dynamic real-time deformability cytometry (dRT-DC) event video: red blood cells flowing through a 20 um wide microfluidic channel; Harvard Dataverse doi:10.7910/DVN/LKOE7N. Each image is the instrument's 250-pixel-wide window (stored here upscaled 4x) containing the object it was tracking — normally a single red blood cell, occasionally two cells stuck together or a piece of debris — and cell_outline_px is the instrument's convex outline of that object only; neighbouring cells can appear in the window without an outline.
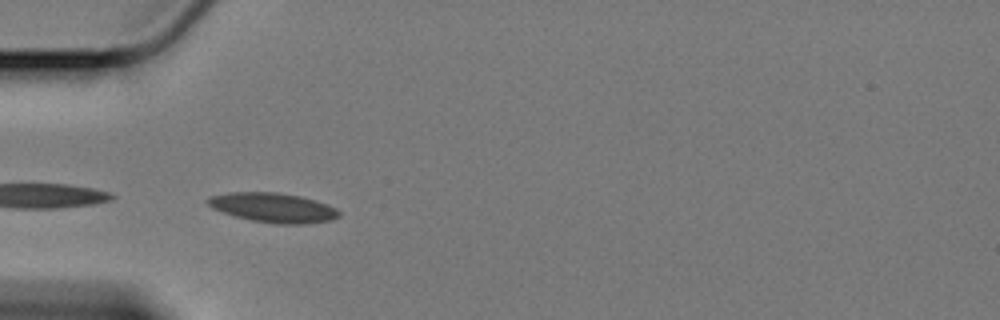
{"species": "Egyptian fruit bat (a non-hibernating species)", "species_latin": "Rousettus aegyptiacus", "temperature_condition": "cold", "stored_images_in_passage": 22, "camera_frame_rate_fps": 3000, "um_per_image_px": 0.085, "animal": {"sex": "female"}, "frame": {"image": 1, "passage_image": 1, "time_ms": 0.0, "image_size_px": [1000, 320], "cell_outline_px": [[340, 216], [332, 220], [308, 224], [280, 224], [252, 220], [236, 216], [212, 208], [204, 200], [208, 196], [228, 192], [276, 192], [300, 196], [316, 200], [336, 208], [340, 212]], "centroid_in_image_um": [23.22, 17.64], "position_along_channel_um": 61.8, "area_um2": 22.66}}
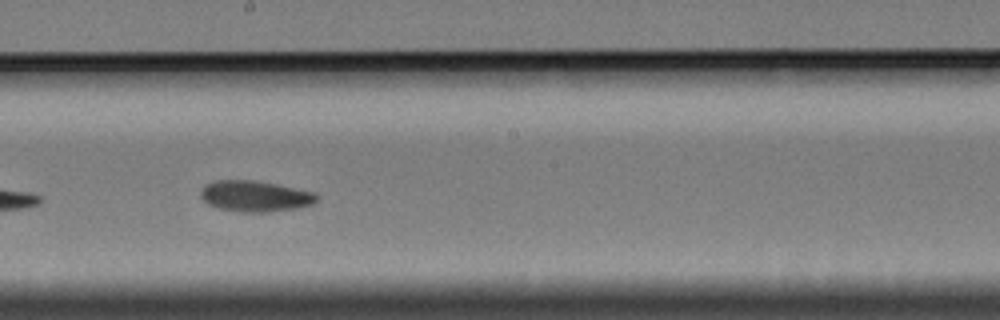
{"frame": {"image": 2, "passage_image": 16, "time_ms": 5.0, "image_size_px": [1000, 320], "cell_outline_px": [[320, 196], [312, 204], [300, 208], [268, 212], [240, 212], [216, 208], [208, 204], [200, 196], [200, 192], [204, 184], [216, 180], [256, 180], [316, 192]], "centroid_in_image_um": [21.69, 16.67], "position_along_channel_um": 226.5, "area_um2": 21.27}}